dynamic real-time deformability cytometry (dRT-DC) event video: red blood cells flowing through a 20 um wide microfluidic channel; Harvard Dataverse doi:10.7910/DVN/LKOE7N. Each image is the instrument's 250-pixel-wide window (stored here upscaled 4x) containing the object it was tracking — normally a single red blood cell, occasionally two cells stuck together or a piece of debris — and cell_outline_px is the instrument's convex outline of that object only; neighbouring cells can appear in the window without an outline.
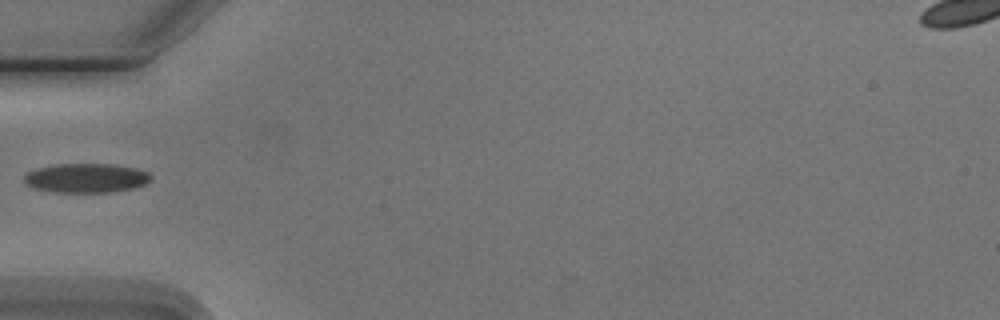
{"species": "Egyptian fruit bat (a non-hibernating species)", "species_latin": "Rousettus aegyptiacus", "temperature_condition": "cold", "stored_images_in_passage": 4, "camera_frame_rate_fps": 3000, "um_per_image_px": 0.085, "animal": {"sex": "male"}, "frame": {"image": 1, "passage_image": 4, "time_ms": 4.333, "image_size_px": [1000, 320], "cell_outline_px": [[152, 180], [148, 184], [136, 188], [108, 192], [56, 192], [36, 188], [28, 184], [24, 180], [24, 176], [28, 172], [36, 168], [56, 164], [112, 164], [136, 168], [148, 172], [152, 176]], "centroid_in_image_um": [7.4, 15.13], "position_along_channel_um": 77.6, "area_um2": 21.68}}